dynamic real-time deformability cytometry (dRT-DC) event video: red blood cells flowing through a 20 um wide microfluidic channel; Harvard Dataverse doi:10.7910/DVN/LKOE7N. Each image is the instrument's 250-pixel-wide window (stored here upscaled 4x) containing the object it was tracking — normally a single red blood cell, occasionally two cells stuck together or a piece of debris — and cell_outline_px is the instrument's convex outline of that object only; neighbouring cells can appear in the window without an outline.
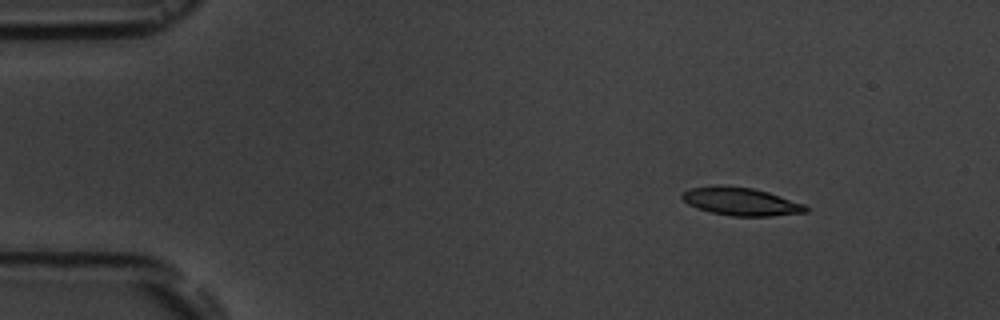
{"species": "common noctule bat (a hibernating species)", "species_latin": "Nyctalus noctula", "temperature_condition": "room temperature", "stored_images_in_passage": 4, "camera_frame_rate_fps": 3000, "um_per_image_px": 0.085, "animal": {"sex": "male", "body_mass_g": 19.5, "forearm_length_mm": 54.6}, "frame": {"image": 1, "passage_image": 1, "time_ms": 0.0, "image_size_px": [1000, 320], "cell_outline_px": [[808, 212], [772, 216], [732, 216], [712, 212], [696, 208], [688, 204], [680, 196], [684, 192], [692, 188], [720, 184], [752, 188], [768, 192], [804, 204], [808, 208]], "centroid_in_image_um": [62.97, 17.12], "position_along_channel_um": 22.0, "area_um2": 20.11}}